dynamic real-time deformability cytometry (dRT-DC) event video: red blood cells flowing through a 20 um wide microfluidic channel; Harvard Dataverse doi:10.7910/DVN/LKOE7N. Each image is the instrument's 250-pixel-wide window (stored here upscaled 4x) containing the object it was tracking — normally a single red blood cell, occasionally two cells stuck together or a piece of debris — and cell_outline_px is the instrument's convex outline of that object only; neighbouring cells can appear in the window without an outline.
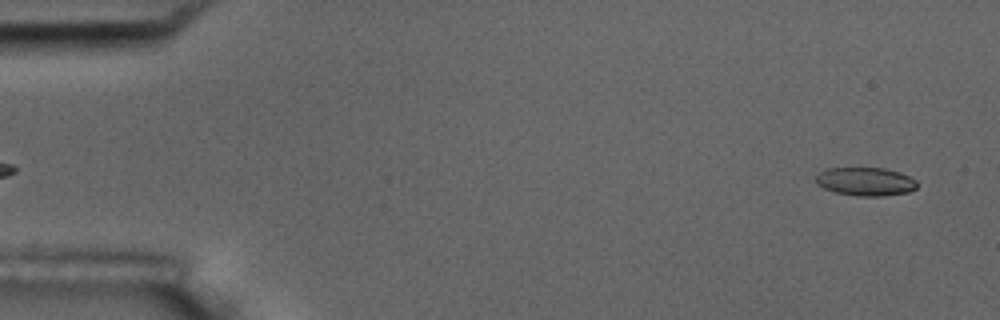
{"species": "common noctule bat (a hibernating species)", "species_latin": "Nyctalus noctula", "temperature_condition": "room temperature", "stored_images_in_passage": 6, "segment_of_instrument_passage": [2, 2], "camera_frame_rate_fps": 3000, "um_per_image_px": 0.085, "animal": {"sex": "male", "body_mass_g": 17.5, "forearm_length_mm": 52.3}, "frame": {"image": 1, "passage_image": 6, "time_ms": 6.667, "image_size_px": [1000, 320], "cell_outline_px": [[916, 188], [908, 192], [884, 196], [856, 196], [836, 192], [824, 188], [816, 184], [816, 176], [820, 172], [828, 168], [884, 168], [900, 172], [916, 180]], "centroid_in_image_um": [73.57, 15.43], "position_along_channel_um": 11.4, "area_um2": 16.7}}